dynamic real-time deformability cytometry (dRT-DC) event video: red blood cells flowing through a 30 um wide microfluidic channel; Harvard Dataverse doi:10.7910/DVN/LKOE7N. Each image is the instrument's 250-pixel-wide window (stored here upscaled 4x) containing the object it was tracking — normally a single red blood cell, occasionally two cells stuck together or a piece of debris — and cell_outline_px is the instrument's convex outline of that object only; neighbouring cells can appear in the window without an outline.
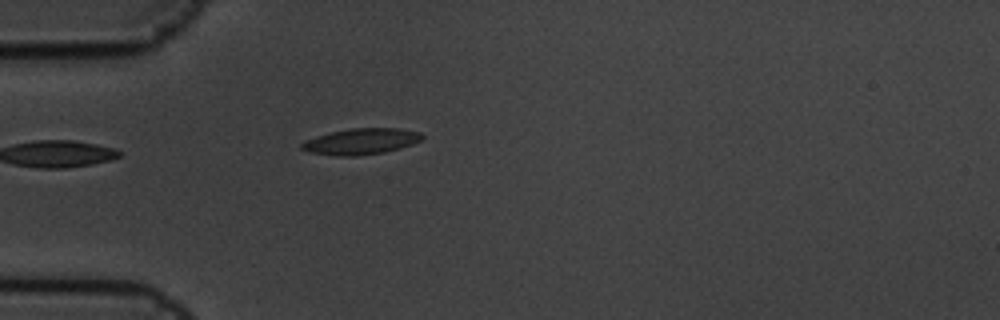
{"species": "common noctule bat (a hibernating species)", "species_latin": "Nyctalus noctula", "temperature_condition": "cold", "stored_images_in_passage": 5, "camera_frame_rate_fps": 3000, "um_per_image_px": 0.085, "animal": {"sex": "male", "body_mass_g": 19.5, "forearm_length_mm": 54.6}, "frame": {"image": 1, "passage_image": 5, "time_ms": 1.333, "image_size_px": [1000, 320], "cell_outline_px": [[424, 136], [420, 140], [412, 144], [400, 148], [384, 152], [356, 156], [336, 156], [308, 152], [300, 148], [300, 144], [316, 136], [332, 132], [352, 128], [396, 128], [420, 132]], "centroid_in_image_um": [30.68, 12.03], "position_along_channel_um": 54.3, "area_um2": 18.15}}